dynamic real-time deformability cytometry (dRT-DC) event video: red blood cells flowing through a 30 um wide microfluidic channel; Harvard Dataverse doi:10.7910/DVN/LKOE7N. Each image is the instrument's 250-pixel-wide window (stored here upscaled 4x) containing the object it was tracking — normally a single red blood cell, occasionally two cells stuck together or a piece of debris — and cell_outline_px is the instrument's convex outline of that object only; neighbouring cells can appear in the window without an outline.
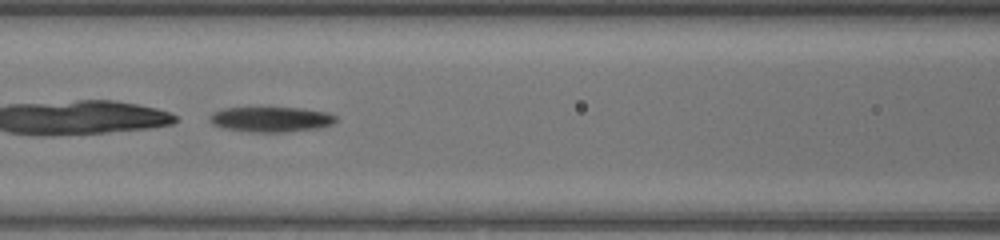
{"species": "common noctule bat (a hibernating species)", "species_latin": "Nyctalus noctula", "temperature_condition": "warm", "stored_images_in_passage": 40, "camera_frame_rate_fps": 3000, "um_per_image_px": 0.085, "animal": {"sex": "female", "body_mass_g": 17.0, "forearm_length_mm": 48.0}, "frame": {"image": 1, "passage_image": 16, "time_ms": 5.0, "image_size_px": [1000, 240], "cell_outline_px": [[340, 120], [332, 124], [320, 128], [284, 132], [248, 132], [224, 128], [212, 124], [208, 116], [212, 112], [224, 108], [300, 108], [328, 112], [336, 116]], "centroid_in_image_um": [23.06, 10.15], "position_along_channel_um": 143.5, "area_um2": 18.67}}
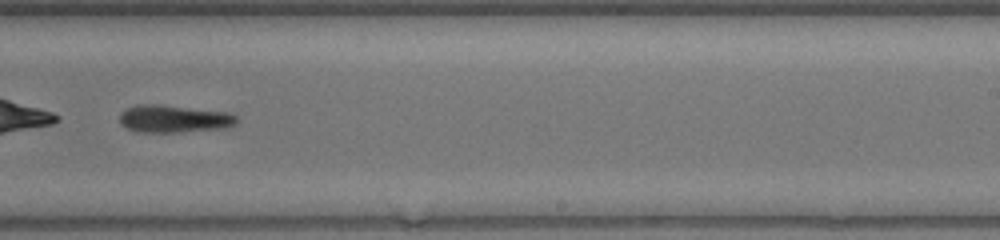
{"frame": {"image": 2, "passage_image": 25, "time_ms": 8.0, "image_size_px": [1000, 240], "cell_outline_px": [[236, 124], [228, 128], [180, 132], [136, 132], [120, 124], [120, 112], [136, 104], [160, 104], [228, 112], [236, 116]], "centroid_in_image_um": [14.78, 10.1], "position_along_channel_um": 274.2, "area_um2": 18.96}}
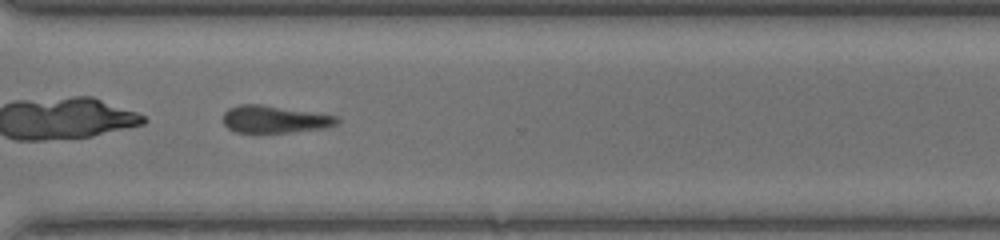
{"frame": {"image": 3, "passage_image": 30, "time_ms": 9.667, "image_size_px": [1000, 240], "cell_outline_px": [[340, 120], [336, 124], [328, 128], [288, 132], [236, 132], [228, 128], [224, 124], [224, 112], [228, 108], [240, 104], [260, 104], [340, 116]], "centroid_in_image_um": [23.37, 10.13], "position_along_channel_um": 347.2, "area_um2": 18.15}, "authors_computed_cell_mechanics": {"area_um2": 19.7676, "velocity_mm_per_s": 4.3654, "shape_relaxation_time_tau1_ms": 0.5724, "shape_relaxation_time_tau2_ms": null, "deformation_change_tau1": 0.2108, "deformation_change_tau2": null}}